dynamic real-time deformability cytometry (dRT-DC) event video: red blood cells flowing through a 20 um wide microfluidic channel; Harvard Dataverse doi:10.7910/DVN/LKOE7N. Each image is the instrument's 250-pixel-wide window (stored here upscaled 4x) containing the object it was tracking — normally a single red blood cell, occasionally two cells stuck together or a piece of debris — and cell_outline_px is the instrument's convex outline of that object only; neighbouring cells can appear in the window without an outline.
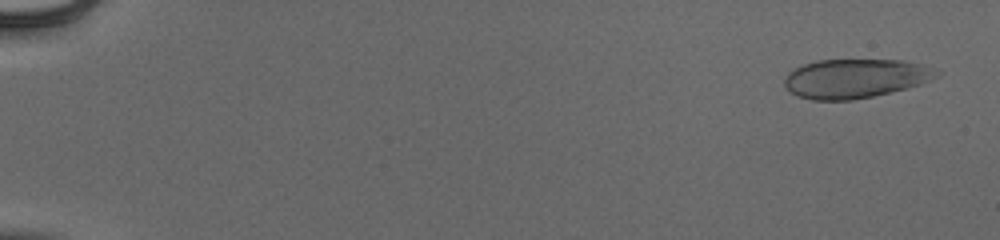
{"species": "human", "species_latin": "Homo sapiens", "temperature_condition": "cold", "stored_images_in_passage": 54, "camera_frame_rate_fps": 3000, "um_per_image_px": 0.085, "donor": {"sex": "male"}, "frame": {"image": 1, "passage_image": 3, "time_ms": 0.667, "image_size_px": [1000, 240], "cell_outline_px": [[944, 72], [940, 76], [932, 80], [920, 84], [872, 96], [852, 100], [812, 100], [796, 96], [784, 88], [784, 80], [788, 72], [792, 68], [816, 60], [904, 60], [924, 64]], "centroid_in_image_um": [72.7, 6.66], "position_along_channel_um": 12.3, "area_um2": 35.08}}
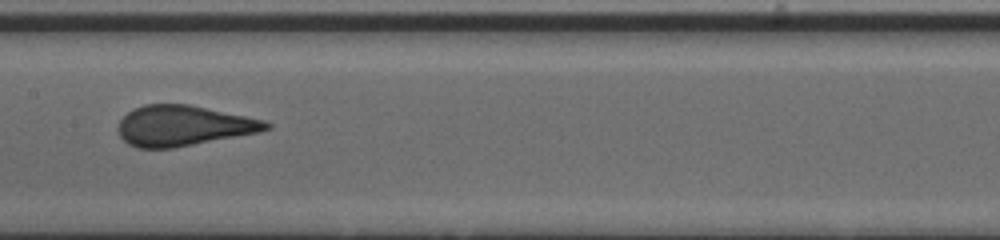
{"frame": {"image": 2, "passage_image": 30, "time_ms": 9.667, "image_size_px": [1000, 240], "cell_outline_px": [[272, 128], [260, 132], [172, 148], [136, 148], [128, 144], [120, 136], [116, 128], [120, 120], [132, 108], [144, 104], [188, 104], [264, 120], [272, 124]], "centroid_in_image_um": [15.56, 10.68], "position_along_channel_um": 191.8, "area_um2": 34.85}}
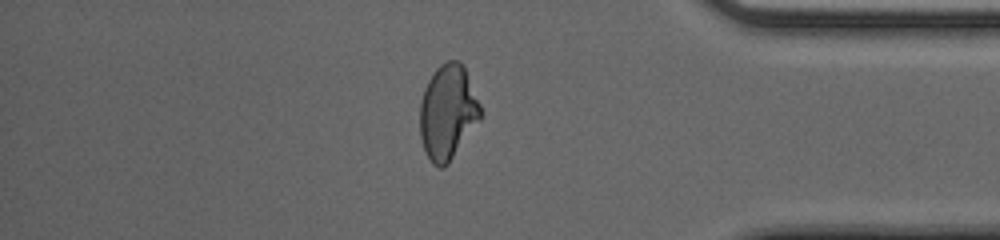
{"frame": {"image": 3, "passage_image": 47, "time_ms": 15.333, "image_size_px": [1000, 240], "cell_outline_px": [[480, 120], [448, 164], [444, 168], [440, 168], [432, 164], [424, 148], [420, 136], [420, 100], [424, 88], [432, 72], [440, 64], [448, 60], [460, 60], [464, 64], [480, 104]], "centroid_in_image_um": [38.05, 9.51], "position_along_channel_um": 397.1, "area_um2": 33.64}, "authors_computed_cell_mechanics": {"area_um2": 35.1424, "velocity_mm_per_s": 3.9645, "shape_relaxation_time_tau1_ms": 4.5346, "shape_relaxation_time_tau2_ms": null, "deformation_change_tau1": 0.1534, "deformation_change_tau2": null}}